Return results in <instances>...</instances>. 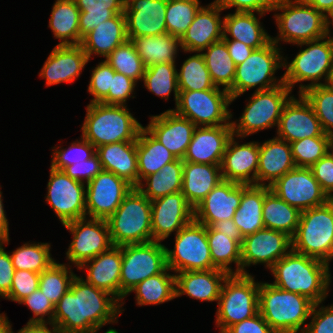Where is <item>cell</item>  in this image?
Instances as JSON below:
<instances>
[{"label":"cell","instance_id":"34e18365","mask_svg":"<svg viewBox=\"0 0 333 333\" xmlns=\"http://www.w3.org/2000/svg\"><path fill=\"white\" fill-rule=\"evenodd\" d=\"M12 331V324L6 315V317L0 321V333H12Z\"/></svg>","mask_w":333,"mask_h":333},{"label":"cell","instance_id":"2644e50d","mask_svg":"<svg viewBox=\"0 0 333 333\" xmlns=\"http://www.w3.org/2000/svg\"><path fill=\"white\" fill-rule=\"evenodd\" d=\"M48 325L51 327L49 328ZM12 333H14L12 331ZM17 333H60L52 324L26 323Z\"/></svg>","mask_w":333,"mask_h":333},{"label":"cell","instance_id":"7402d4cb","mask_svg":"<svg viewBox=\"0 0 333 333\" xmlns=\"http://www.w3.org/2000/svg\"><path fill=\"white\" fill-rule=\"evenodd\" d=\"M238 139L244 138L233 135L227 143L221 163L223 180L257 185L259 142L250 141L239 144Z\"/></svg>","mask_w":333,"mask_h":333},{"label":"cell","instance_id":"74e56055","mask_svg":"<svg viewBox=\"0 0 333 333\" xmlns=\"http://www.w3.org/2000/svg\"><path fill=\"white\" fill-rule=\"evenodd\" d=\"M301 211L290 206L278 197L269 186H265L262 218L265 228L286 233L291 238L295 235Z\"/></svg>","mask_w":333,"mask_h":333},{"label":"cell","instance_id":"4316f807","mask_svg":"<svg viewBox=\"0 0 333 333\" xmlns=\"http://www.w3.org/2000/svg\"><path fill=\"white\" fill-rule=\"evenodd\" d=\"M222 11L224 10L214 1L199 9L180 39V47L184 53L202 52L212 43L223 39Z\"/></svg>","mask_w":333,"mask_h":333},{"label":"cell","instance_id":"7dc6e473","mask_svg":"<svg viewBox=\"0 0 333 333\" xmlns=\"http://www.w3.org/2000/svg\"><path fill=\"white\" fill-rule=\"evenodd\" d=\"M50 243L27 242L9 251L15 270H27L41 274L48 269L56 260L52 258Z\"/></svg>","mask_w":333,"mask_h":333},{"label":"cell","instance_id":"03108f58","mask_svg":"<svg viewBox=\"0 0 333 333\" xmlns=\"http://www.w3.org/2000/svg\"><path fill=\"white\" fill-rule=\"evenodd\" d=\"M10 238H6L0 241V297L4 298L10 291L13 275L14 266L9 255V251H5V246L9 245Z\"/></svg>","mask_w":333,"mask_h":333},{"label":"cell","instance_id":"ac0fdd59","mask_svg":"<svg viewBox=\"0 0 333 333\" xmlns=\"http://www.w3.org/2000/svg\"><path fill=\"white\" fill-rule=\"evenodd\" d=\"M292 249L291 237L281 231L263 228L243 238L241 244V274H251V265L264 264L270 269Z\"/></svg>","mask_w":333,"mask_h":333},{"label":"cell","instance_id":"6da1fadb","mask_svg":"<svg viewBox=\"0 0 333 333\" xmlns=\"http://www.w3.org/2000/svg\"><path fill=\"white\" fill-rule=\"evenodd\" d=\"M120 315L121 303L113 295L76 274L55 305L51 324L60 333H97L105 325L118 323Z\"/></svg>","mask_w":333,"mask_h":333},{"label":"cell","instance_id":"5b68a950","mask_svg":"<svg viewBox=\"0 0 333 333\" xmlns=\"http://www.w3.org/2000/svg\"><path fill=\"white\" fill-rule=\"evenodd\" d=\"M296 45L300 47V51L292 61L288 62L287 56L284 57V84L293 90L298 83V94L309 87L328 84L333 71V45L328 35ZM304 45L306 48L303 49ZM306 81L310 83H301Z\"/></svg>","mask_w":333,"mask_h":333},{"label":"cell","instance_id":"d590c367","mask_svg":"<svg viewBox=\"0 0 333 333\" xmlns=\"http://www.w3.org/2000/svg\"><path fill=\"white\" fill-rule=\"evenodd\" d=\"M265 197V186L243 184V193L233 221L244 237L265 228L262 208Z\"/></svg>","mask_w":333,"mask_h":333},{"label":"cell","instance_id":"83f0119b","mask_svg":"<svg viewBox=\"0 0 333 333\" xmlns=\"http://www.w3.org/2000/svg\"><path fill=\"white\" fill-rule=\"evenodd\" d=\"M232 136V125L196 127L183 161L221 165Z\"/></svg>","mask_w":333,"mask_h":333},{"label":"cell","instance_id":"816d5d0a","mask_svg":"<svg viewBox=\"0 0 333 333\" xmlns=\"http://www.w3.org/2000/svg\"><path fill=\"white\" fill-rule=\"evenodd\" d=\"M105 60L117 73L124 74L137 83L142 82L146 67L131 40L115 48Z\"/></svg>","mask_w":333,"mask_h":333},{"label":"cell","instance_id":"003e7915","mask_svg":"<svg viewBox=\"0 0 333 333\" xmlns=\"http://www.w3.org/2000/svg\"><path fill=\"white\" fill-rule=\"evenodd\" d=\"M223 333H275L258 312L249 319L228 327Z\"/></svg>","mask_w":333,"mask_h":333},{"label":"cell","instance_id":"4fadbf2b","mask_svg":"<svg viewBox=\"0 0 333 333\" xmlns=\"http://www.w3.org/2000/svg\"><path fill=\"white\" fill-rule=\"evenodd\" d=\"M231 103L229 92L219 87L179 91L177 104L172 110L197 127L231 125L233 114L228 109Z\"/></svg>","mask_w":333,"mask_h":333},{"label":"cell","instance_id":"f5cc1de1","mask_svg":"<svg viewBox=\"0 0 333 333\" xmlns=\"http://www.w3.org/2000/svg\"><path fill=\"white\" fill-rule=\"evenodd\" d=\"M312 105L325 134L333 137V89L328 85H316L301 93Z\"/></svg>","mask_w":333,"mask_h":333},{"label":"cell","instance_id":"e575fe53","mask_svg":"<svg viewBox=\"0 0 333 333\" xmlns=\"http://www.w3.org/2000/svg\"><path fill=\"white\" fill-rule=\"evenodd\" d=\"M221 181V165L200 164L183 161L181 192L194 209Z\"/></svg>","mask_w":333,"mask_h":333},{"label":"cell","instance_id":"680465c9","mask_svg":"<svg viewBox=\"0 0 333 333\" xmlns=\"http://www.w3.org/2000/svg\"><path fill=\"white\" fill-rule=\"evenodd\" d=\"M39 273L15 270L9 293L3 298L19 303L33 291L39 289Z\"/></svg>","mask_w":333,"mask_h":333},{"label":"cell","instance_id":"9c48e42d","mask_svg":"<svg viewBox=\"0 0 333 333\" xmlns=\"http://www.w3.org/2000/svg\"><path fill=\"white\" fill-rule=\"evenodd\" d=\"M272 40L260 49L253 50L250 56L236 66L232 90L229 92L231 102L247 90H267L284 84L283 75L276 78L275 73L282 69L284 54Z\"/></svg>","mask_w":333,"mask_h":333},{"label":"cell","instance_id":"89a4df30","mask_svg":"<svg viewBox=\"0 0 333 333\" xmlns=\"http://www.w3.org/2000/svg\"><path fill=\"white\" fill-rule=\"evenodd\" d=\"M216 231L224 233L230 239L243 243V236L240 233L239 228L234 224L233 219L221 220L216 222L212 226Z\"/></svg>","mask_w":333,"mask_h":333},{"label":"cell","instance_id":"8992f818","mask_svg":"<svg viewBox=\"0 0 333 333\" xmlns=\"http://www.w3.org/2000/svg\"><path fill=\"white\" fill-rule=\"evenodd\" d=\"M272 11L279 33L271 40L279 47L281 41L296 45L327 35V18L304 0H276Z\"/></svg>","mask_w":333,"mask_h":333},{"label":"cell","instance_id":"bcb514c9","mask_svg":"<svg viewBox=\"0 0 333 333\" xmlns=\"http://www.w3.org/2000/svg\"><path fill=\"white\" fill-rule=\"evenodd\" d=\"M176 65V63H159L146 67L142 78L144 87L162 99L168 101L173 91L175 106L179 96Z\"/></svg>","mask_w":333,"mask_h":333},{"label":"cell","instance_id":"b9f144b4","mask_svg":"<svg viewBox=\"0 0 333 333\" xmlns=\"http://www.w3.org/2000/svg\"><path fill=\"white\" fill-rule=\"evenodd\" d=\"M168 267L161 273L148 277L127 295L134 292L137 306L160 305L176 298L175 274Z\"/></svg>","mask_w":333,"mask_h":333},{"label":"cell","instance_id":"484cf974","mask_svg":"<svg viewBox=\"0 0 333 333\" xmlns=\"http://www.w3.org/2000/svg\"><path fill=\"white\" fill-rule=\"evenodd\" d=\"M90 60L80 45H56L40 69L39 77L47 87L73 83Z\"/></svg>","mask_w":333,"mask_h":333},{"label":"cell","instance_id":"753ad0ef","mask_svg":"<svg viewBox=\"0 0 333 333\" xmlns=\"http://www.w3.org/2000/svg\"><path fill=\"white\" fill-rule=\"evenodd\" d=\"M2 191L0 186V241L9 237V222L4 210Z\"/></svg>","mask_w":333,"mask_h":333},{"label":"cell","instance_id":"db71d44e","mask_svg":"<svg viewBox=\"0 0 333 333\" xmlns=\"http://www.w3.org/2000/svg\"><path fill=\"white\" fill-rule=\"evenodd\" d=\"M331 136L323 133L290 143L296 167L310 168L328 153Z\"/></svg>","mask_w":333,"mask_h":333},{"label":"cell","instance_id":"f546056e","mask_svg":"<svg viewBox=\"0 0 333 333\" xmlns=\"http://www.w3.org/2000/svg\"><path fill=\"white\" fill-rule=\"evenodd\" d=\"M228 275L217 268L175 273L176 298L187 295L201 302H218L221 287Z\"/></svg>","mask_w":333,"mask_h":333},{"label":"cell","instance_id":"2a66077c","mask_svg":"<svg viewBox=\"0 0 333 333\" xmlns=\"http://www.w3.org/2000/svg\"><path fill=\"white\" fill-rule=\"evenodd\" d=\"M328 153L332 156L333 158V137H331L330 143H329V148H328Z\"/></svg>","mask_w":333,"mask_h":333},{"label":"cell","instance_id":"30bf717a","mask_svg":"<svg viewBox=\"0 0 333 333\" xmlns=\"http://www.w3.org/2000/svg\"><path fill=\"white\" fill-rule=\"evenodd\" d=\"M259 282L252 274H230L224 280L217 302L216 327L223 333L228 327L259 312Z\"/></svg>","mask_w":333,"mask_h":333},{"label":"cell","instance_id":"836d02e7","mask_svg":"<svg viewBox=\"0 0 333 333\" xmlns=\"http://www.w3.org/2000/svg\"><path fill=\"white\" fill-rule=\"evenodd\" d=\"M257 14V15H255ZM263 13L234 12L223 17V38L231 37L254 50L260 49L271 41V35L266 32L260 22Z\"/></svg>","mask_w":333,"mask_h":333},{"label":"cell","instance_id":"8fae6325","mask_svg":"<svg viewBox=\"0 0 333 333\" xmlns=\"http://www.w3.org/2000/svg\"><path fill=\"white\" fill-rule=\"evenodd\" d=\"M286 85L254 91L238 118L231 120L233 135L246 138L261 130L278 127L284 105L293 96Z\"/></svg>","mask_w":333,"mask_h":333},{"label":"cell","instance_id":"6125c7cd","mask_svg":"<svg viewBox=\"0 0 333 333\" xmlns=\"http://www.w3.org/2000/svg\"><path fill=\"white\" fill-rule=\"evenodd\" d=\"M103 170L99 156L95 153L84 162L67 166L63 171L72 179L87 184Z\"/></svg>","mask_w":333,"mask_h":333},{"label":"cell","instance_id":"ee69618b","mask_svg":"<svg viewBox=\"0 0 333 333\" xmlns=\"http://www.w3.org/2000/svg\"><path fill=\"white\" fill-rule=\"evenodd\" d=\"M201 53L213 84L230 92L233 87L236 65L229 55L226 43L223 40L212 43Z\"/></svg>","mask_w":333,"mask_h":333},{"label":"cell","instance_id":"277c9868","mask_svg":"<svg viewBox=\"0 0 333 333\" xmlns=\"http://www.w3.org/2000/svg\"><path fill=\"white\" fill-rule=\"evenodd\" d=\"M143 127L127 105L89 103L80 130L81 135L98 148L116 142L137 141Z\"/></svg>","mask_w":333,"mask_h":333},{"label":"cell","instance_id":"e0dca14e","mask_svg":"<svg viewBox=\"0 0 333 333\" xmlns=\"http://www.w3.org/2000/svg\"><path fill=\"white\" fill-rule=\"evenodd\" d=\"M269 187L278 197L301 212L330 200L315 179L311 168L295 167Z\"/></svg>","mask_w":333,"mask_h":333},{"label":"cell","instance_id":"8d00e7d4","mask_svg":"<svg viewBox=\"0 0 333 333\" xmlns=\"http://www.w3.org/2000/svg\"><path fill=\"white\" fill-rule=\"evenodd\" d=\"M138 185L147 176L159 172L163 166L175 161L176 156L155 139L144 127L137 141Z\"/></svg>","mask_w":333,"mask_h":333},{"label":"cell","instance_id":"979ff035","mask_svg":"<svg viewBox=\"0 0 333 333\" xmlns=\"http://www.w3.org/2000/svg\"><path fill=\"white\" fill-rule=\"evenodd\" d=\"M6 317V314L3 312L0 314V321Z\"/></svg>","mask_w":333,"mask_h":333},{"label":"cell","instance_id":"d6986e66","mask_svg":"<svg viewBox=\"0 0 333 333\" xmlns=\"http://www.w3.org/2000/svg\"><path fill=\"white\" fill-rule=\"evenodd\" d=\"M133 188L114 173L102 170L86 184V217L107 220Z\"/></svg>","mask_w":333,"mask_h":333},{"label":"cell","instance_id":"3957f363","mask_svg":"<svg viewBox=\"0 0 333 333\" xmlns=\"http://www.w3.org/2000/svg\"><path fill=\"white\" fill-rule=\"evenodd\" d=\"M313 306L303 295L259 282V313L275 333H304Z\"/></svg>","mask_w":333,"mask_h":333},{"label":"cell","instance_id":"11a10c76","mask_svg":"<svg viewBox=\"0 0 333 333\" xmlns=\"http://www.w3.org/2000/svg\"><path fill=\"white\" fill-rule=\"evenodd\" d=\"M70 143L68 148L56 146L52 148L51 167L63 171L67 166L84 162L96 153V148L82 135Z\"/></svg>","mask_w":333,"mask_h":333},{"label":"cell","instance_id":"b9fcfbb0","mask_svg":"<svg viewBox=\"0 0 333 333\" xmlns=\"http://www.w3.org/2000/svg\"><path fill=\"white\" fill-rule=\"evenodd\" d=\"M328 85L333 89V71L331 72L330 79Z\"/></svg>","mask_w":333,"mask_h":333},{"label":"cell","instance_id":"a7ac6f4b","mask_svg":"<svg viewBox=\"0 0 333 333\" xmlns=\"http://www.w3.org/2000/svg\"><path fill=\"white\" fill-rule=\"evenodd\" d=\"M222 40L226 43L229 55L236 66L244 62L254 50L238 40H231L230 38H223Z\"/></svg>","mask_w":333,"mask_h":333},{"label":"cell","instance_id":"d6a6232c","mask_svg":"<svg viewBox=\"0 0 333 333\" xmlns=\"http://www.w3.org/2000/svg\"><path fill=\"white\" fill-rule=\"evenodd\" d=\"M103 170L124 179L134 188L138 186L136 141H123L96 148Z\"/></svg>","mask_w":333,"mask_h":333},{"label":"cell","instance_id":"ba28073f","mask_svg":"<svg viewBox=\"0 0 333 333\" xmlns=\"http://www.w3.org/2000/svg\"><path fill=\"white\" fill-rule=\"evenodd\" d=\"M106 221L113 246L153 241L151 201L137 188L128 193Z\"/></svg>","mask_w":333,"mask_h":333},{"label":"cell","instance_id":"5bb4252c","mask_svg":"<svg viewBox=\"0 0 333 333\" xmlns=\"http://www.w3.org/2000/svg\"><path fill=\"white\" fill-rule=\"evenodd\" d=\"M174 241V249L166 247V264L174 274L216 268L210 254L207 226L193 219L175 234Z\"/></svg>","mask_w":333,"mask_h":333},{"label":"cell","instance_id":"7bdbcfd3","mask_svg":"<svg viewBox=\"0 0 333 333\" xmlns=\"http://www.w3.org/2000/svg\"><path fill=\"white\" fill-rule=\"evenodd\" d=\"M207 239L213 265L230 274H241V243L207 226ZM232 263L235 268H232Z\"/></svg>","mask_w":333,"mask_h":333},{"label":"cell","instance_id":"be15d7a7","mask_svg":"<svg viewBox=\"0 0 333 333\" xmlns=\"http://www.w3.org/2000/svg\"><path fill=\"white\" fill-rule=\"evenodd\" d=\"M223 10L236 8V12L269 13L276 0H214Z\"/></svg>","mask_w":333,"mask_h":333},{"label":"cell","instance_id":"ab89813d","mask_svg":"<svg viewBox=\"0 0 333 333\" xmlns=\"http://www.w3.org/2000/svg\"><path fill=\"white\" fill-rule=\"evenodd\" d=\"M80 10L74 0H56L52 6L48 27L53 37L60 42L57 45H80Z\"/></svg>","mask_w":333,"mask_h":333},{"label":"cell","instance_id":"7c38bea8","mask_svg":"<svg viewBox=\"0 0 333 333\" xmlns=\"http://www.w3.org/2000/svg\"><path fill=\"white\" fill-rule=\"evenodd\" d=\"M167 267L166 246L161 242L122 245V263L120 276L121 313L124 298L137 284L148 277L161 273Z\"/></svg>","mask_w":333,"mask_h":333},{"label":"cell","instance_id":"60d3db41","mask_svg":"<svg viewBox=\"0 0 333 333\" xmlns=\"http://www.w3.org/2000/svg\"><path fill=\"white\" fill-rule=\"evenodd\" d=\"M182 181L183 159L177 158L163 166L159 172L145 177L136 188L153 201L168 194L180 192Z\"/></svg>","mask_w":333,"mask_h":333},{"label":"cell","instance_id":"d4e9b609","mask_svg":"<svg viewBox=\"0 0 333 333\" xmlns=\"http://www.w3.org/2000/svg\"><path fill=\"white\" fill-rule=\"evenodd\" d=\"M166 7L167 0H128L124 7L128 40L166 34Z\"/></svg>","mask_w":333,"mask_h":333},{"label":"cell","instance_id":"f6af8a7d","mask_svg":"<svg viewBox=\"0 0 333 333\" xmlns=\"http://www.w3.org/2000/svg\"><path fill=\"white\" fill-rule=\"evenodd\" d=\"M78 9L80 43L82 38L100 22L107 21L116 14L124 13L125 3L123 0H74Z\"/></svg>","mask_w":333,"mask_h":333},{"label":"cell","instance_id":"ffe728a7","mask_svg":"<svg viewBox=\"0 0 333 333\" xmlns=\"http://www.w3.org/2000/svg\"><path fill=\"white\" fill-rule=\"evenodd\" d=\"M194 219V209L184 194L176 192L151 201L153 240L163 242Z\"/></svg>","mask_w":333,"mask_h":333},{"label":"cell","instance_id":"cb8c5ba5","mask_svg":"<svg viewBox=\"0 0 333 333\" xmlns=\"http://www.w3.org/2000/svg\"><path fill=\"white\" fill-rule=\"evenodd\" d=\"M243 184L223 180L194 208V220L213 226L221 220L233 219L240 205Z\"/></svg>","mask_w":333,"mask_h":333},{"label":"cell","instance_id":"09005b40","mask_svg":"<svg viewBox=\"0 0 333 333\" xmlns=\"http://www.w3.org/2000/svg\"><path fill=\"white\" fill-rule=\"evenodd\" d=\"M105 333H119L115 328L113 329L112 327L109 328V330L107 329V331H105Z\"/></svg>","mask_w":333,"mask_h":333},{"label":"cell","instance_id":"f1b7e54d","mask_svg":"<svg viewBox=\"0 0 333 333\" xmlns=\"http://www.w3.org/2000/svg\"><path fill=\"white\" fill-rule=\"evenodd\" d=\"M121 263L122 246H112L76 269H85L86 282L107 291L120 302Z\"/></svg>","mask_w":333,"mask_h":333},{"label":"cell","instance_id":"c3c4849f","mask_svg":"<svg viewBox=\"0 0 333 333\" xmlns=\"http://www.w3.org/2000/svg\"><path fill=\"white\" fill-rule=\"evenodd\" d=\"M193 53L192 56L183 61L180 70L177 69L179 91H203L216 88L202 53Z\"/></svg>","mask_w":333,"mask_h":333},{"label":"cell","instance_id":"e7e4bbea","mask_svg":"<svg viewBox=\"0 0 333 333\" xmlns=\"http://www.w3.org/2000/svg\"><path fill=\"white\" fill-rule=\"evenodd\" d=\"M315 179L330 199H333V158L327 153L310 167Z\"/></svg>","mask_w":333,"mask_h":333},{"label":"cell","instance_id":"52a82bcc","mask_svg":"<svg viewBox=\"0 0 333 333\" xmlns=\"http://www.w3.org/2000/svg\"><path fill=\"white\" fill-rule=\"evenodd\" d=\"M292 250L330 265L333 260V199L301 212Z\"/></svg>","mask_w":333,"mask_h":333},{"label":"cell","instance_id":"9f6ffc18","mask_svg":"<svg viewBox=\"0 0 333 333\" xmlns=\"http://www.w3.org/2000/svg\"><path fill=\"white\" fill-rule=\"evenodd\" d=\"M91 72L87 89V92L93 96L90 103H100L108 95L116 71L104 59Z\"/></svg>","mask_w":333,"mask_h":333},{"label":"cell","instance_id":"8c879c8a","mask_svg":"<svg viewBox=\"0 0 333 333\" xmlns=\"http://www.w3.org/2000/svg\"><path fill=\"white\" fill-rule=\"evenodd\" d=\"M308 5L321 12L326 18L333 14V0H304Z\"/></svg>","mask_w":333,"mask_h":333},{"label":"cell","instance_id":"7a4b0ae2","mask_svg":"<svg viewBox=\"0 0 333 333\" xmlns=\"http://www.w3.org/2000/svg\"><path fill=\"white\" fill-rule=\"evenodd\" d=\"M279 289L303 295L314 304L324 302L331 284L330 265L292 249L270 269Z\"/></svg>","mask_w":333,"mask_h":333},{"label":"cell","instance_id":"1f68e13d","mask_svg":"<svg viewBox=\"0 0 333 333\" xmlns=\"http://www.w3.org/2000/svg\"><path fill=\"white\" fill-rule=\"evenodd\" d=\"M127 40L125 15L119 13L107 21L100 22L96 28L82 38L80 46L89 60L92 59L93 54V57L97 55L106 58Z\"/></svg>","mask_w":333,"mask_h":333},{"label":"cell","instance_id":"44dd1931","mask_svg":"<svg viewBox=\"0 0 333 333\" xmlns=\"http://www.w3.org/2000/svg\"><path fill=\"white\" fill-rule=\"evenodd\" d=\"M276 131V137L289 144L324 133L312 105L302 94L298 98L293 95L284 105Z\"/></svg>","mask_w":333,"mask_h":333},{"label":"cell","instance_id":"2e32d148","mask_svg":"<svg viewBox=\"0 0 333 333\" xmlns=\"http://www.w3.org/2000/svg\"><path fill=\"white\" fill-rule=\"evenodd\" d=\"M86 184L50 166L45 201L62 225L86 217Z\"/></svg>","mask_w":333,"mask_h":333},{"label":"cell","instance_id":"f35d334b","mask_svg":"<svg viewBox=\"0 0 333 333\" xmlns=\"http://www.w3.org/2000/svg\"><path fill=\"white\" fill-rule=\"evenodd\" d=\"M136 52L145 67L159 63H176L179 53L180 39L170 35H149L132 38Z\"/></svg>","mask_w":333,"mask_h":333},{"label":"cell","instance_id":"681fc988","mask_svg":"<svg viewBox=\"0 0 333 333\" xmlns=\"http://www.w3.org/2000/svg\"><path fill=\"white\" fill-rule=\"evenodd\" d=\"M72 265L54 262L39 277V289L55 306L61 297L70 289L76 276Z\"/></svg>","mask_w":333,"mask_h":333},{"label":"cell","instance_id":"91938a15","mask_svg":"<svg viewBox=\"0 0 333 333\" xmlns=\"http://www.w3.org/2000/svg\"><path fill=\"white\" fill-rule=\"evenodd\" d=\"M136 85L137 82L135 80L115 72L108 95L100 103L126 106L127 100L135 97L133 94H135Z\"/></svg>","mask_w":333,"mask_h":333},{"label":"cell","instance_id":"94428289","mask_svg":"<svg viewBox=\"0 0 333 333\" xmlns=\"http://www.w3.org/2000/svg\"><path fill=\"white\" fill-rule=\"evenodd\" d=\"M304 333H333V304H314Z\"/></svg>","mask_w":333,"mask_h":333},{"label":"cell","instance_id":"f907efd6","mask_svg":"<svg viewBox=\"0 0 333 333\" xmlns=\"http://www.w3.org/2000/svg\"><path fill=\"white\" fill-rule=\"evenodd\" d=\"M200 3L199 0H167V33L181 39L202 7Z\"/></svg>","mask_w":333,"mask_h":333},{"label":"cell","instance_id":"9a60e30c","mask_svg":"<svg viewBox=\"0 0 333 333\" xmlns=\"http://www.w3.org/2000/svg\"><path fill=\"white\" fill-rule=\"evenodd\" d=\"M73 236L65 253L68 265L80 267L86 261L109 250L113 244L107 221L84 217L63 225Z\"/></svg>","mask_w":333,"mask_h":333},{"label":"cell","instance_id":"6f0895ef","mask_svg":"<svg viewBox=\"0 0 333 333\" xmlns=\"http://www.w3.org/2000/svg\"><path fill=\"white\" fill-rule=\"evenodd\" d=\"M18 304L26 305L34 315L28 320L27 323H52L55 306L40 289L33 291ZM45 316H47V318Z\"/></svg>","mask_w":333,"mask_h":333},{"label":"cell","instance_id":"11e5206c","mask_svg":"<svg viewBox=\"0 0 333 333\" xmlns=\"http://www.w3.org/2000/svg\"><path fill=\"white\" fill-rule=\"evenodd\" d=\"M330 26H333V14H331L328 18H327V35L330 39V41L332 42L333 45V36H331V29Z\"/></svg>","mask_w":333,"mask_h":333},{"label":"cell","instance_id":"4dcf8cb0","mask_svg":"<svg viewBox=\"0 0 333 333\" xmlns=\"http://www.w3.org/2000/svg\"><path fill=\"white\" fill-rule=\"evenodd\" d=\"M291 145L278 137L259 143L257 185L270 186L294 169Z\"/></svg>","mask_w":333,"mask_h":333},{"label":"cell","instance_id":"603a6c76","mask_svg":"<svg viewBox=\"0 0 333 333\" xmlns=\"http://www.w3.org/2000/svg\"><path fill=\"white\" fill-rule=\"evenodd\" d=\"M196 127L189 119L168 109L159 115H151L144 128L176 158L183 159Z\"/></svg>","mask_w":333,"mask_h":333}]
</instances>
